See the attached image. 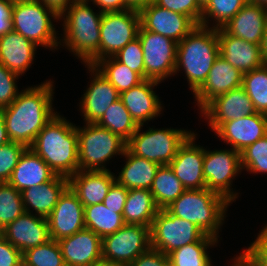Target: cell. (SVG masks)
<instances>
[{
  "label": "cell",
  "instance_id": "obj_23",
  "mask_svg": "<svg viewBox=\"0 0 267 266\" xmlns=\"http://www.w3.org/2000/svg\"><path fill=\"white\" fill-rule=\"evenodd\" d=\"M220 56L245 74L263 65L261 45L230 35L223 27L217 28Z\"/></svg>",
  "mask_w": 267,
  "mask_h": 266
},
{
  "label": "cell",
  "instance_id": "obj_22",
  "mask_svg": "<svg viewBox=\"0 0 267 266\" xmlns=\"http://www.w3.org/2000/svg\"><path fill=\"white\" fill-rule=\"evenodd\" d=\"M86 66L95 75L83 95L80 110L85 123H97L111 104L120 98V93L96 68Z\"/></svg>",
  "mask_w": 267,
  "mask_h": 266
},
{
  "label": "cell",
  "instance_id": "obj_46",
  "mask_svg": "<svg viewBox=\"0 0 267 266\" xmlns=\"http://www.w3.org/2000/svg\"><path fill=\"white\" fill-rule=\"evenodd\" d=\"M240 254L251 266H267V225L256 240Z\"/></svg>",
  "mask_w": 267,
  "mask_h": 266
},
{
  "label": "cell",
  "instance_id": "obj_43",
  "mask_svg": "<svg viewBox=\"0 0 267 266\" xmlns=\"http://www.w3.org/2000/svg\"><path fill=\"white\" fill-rule=\"evenodd\" d=\"M114 57L144 79L143 51L138 37L123 47Z\"/></svg>",
  "mask_w": 267,
  "mask_h": 266
},
{
  "label": "cell",
  "instance_id": "obj_33",
  "mask_svg": "<svg viewBox=\"0 0 267 266\" xmlns=\"http://www.w3.org/2000/svg\"><path fill=\"white\" fill-rule=\"evenodd\" d=\"M186 190L169 165H160L150 191L159 209L167 208Z\"/></svg>",
  "mask_w": 267,
  "mask_h": 266
},
{
  "label": "cell",
  "instance_id": "obj_25",
  "mask_svg": "<svg viewBox=\"0 0 267 266\" xmlns=\"http://www.w3.org/2000/svg\"><path fill=\"white\" fill-rule=\"evenodd\" d=\"M69 187L84 207L103 203L115 175L109 171H81L68 178Z\"/></svg>",
  "mask_w": 267,
  "mask_h": 266
},
{
  "label": "cell",
  "instance_id": "obj_3",
  "mask_svg": "<svg viewBox=\"0 0 267 266\" xmlns=\"http://www.w3.org/2000/svg\"><path fill=\"white\" fill-rule=\"evenodd\" d=\"M219 55L217 29L197 25L178 43L175 74L184 68L190 89L195 93L207 79Z\"/></svg>",
  "mask_w": 267,
  "mask_h": 266
},
{
  "label": "cell",
  "instance_id": "obj_26",
  "mask_svg": "<svg viewBox=\"0 0 267 266\" xmlns=\"http://www.w3.org/2000/svg\"><path fill=\"white\" fill-rule=\"evenodd\" d=\"M267 23V8L247 2L223 28L235 37L261 45Z\"/></svg>",
  "mask_w": 267,
  "mask_h": 266
},
{
  "label": "cell",
  "instance_id": "obj_2",
  "mask_svg": "<svg viewBox=\"0 0 267 266\" xmlns=\"http://www.w3.org/2000/svg\"><path fill=\"white\" fill-rule=\"evenodd\" d=\"M56 175L69 178L79 171L76 126L58 113L38 133L29 147Z\"/></svg>",
  "mask_w": 267,
  "mask_h": 266
},
{
  "label": "cell",
  "instance_id": "obj_54",
  "mask_svg": "<svg viewBox=\"0 0 267 266\" xmlns=\"http://www.w3.org/2000/svg\"><path fill=\"white\" fill-rule=\"evenodd\" d=\"M10 141L11 140L9 139L6 126H5L2 109H0V146L5 145Z\"/></svg>",
  "mask_w": 267,
  "mask_h": 266
},
{
  "label": "cell",
  "instance_id": "obj_49",
  "mask_svg": "<svg viewBox=\"0 0 267 266\" xmlns=\"http://www.w3.org/2000/svg\"><path fill=\"white\" fill-rule=\"evenodd\" d=\"M126 266H169L168 255L150 248Z\"/></svg>",
  "mask_w": 267,
  "mask_h": 266
},
{
  "label": "cell",
  "instance_id": "obj_31",
  "mask_svg": "<svg viewBox=\"0 0 267 266\" xmlns=\"http://www.w3.org/2000/svg\"><path fill=\"white\" fill-rule=\"evenodd\" d=\"M158 210L150 190L129 189L122 214L123 221L125 224L151 228Z\"/></svg>",
  "mask_w": 267,
  "mask_h": 266
},
{
  "label": "cell",
  "instance_id": "obj_8",
  "mask_svg": "<svg viewBox=\"0 0 267 266\" xmlns=\"http://www.w3.org/2000/svg\"><path fill=\"white\" fill-rule=\"evenodd\" d=\"M151 248L168 255L175 249L197 241H218L197 225L159 209L150 228Z\"/></svg>",
  "mask_w": 267,
  "mask_h": 266
},
{
  "label": "cell",
  "instance_id": "obj_47",
  "mask_svg": "<svg viewBox=\"0 0 267 266\" xmlns=\"http://www.w3.org/2000/svg\"><path fill=\"white\" fill-rule=\"evenodd\" d=\"M128 189L118 184L116 181L111 185L103 201L107 208L116 210V213L123 214L124 206L128 194Z\"/></svg>",
  "mask_w": 267,
  "mask_h": 266
},
{
  "label": "cell",
  "instance_id": "obj_11",
  "mask_svg": "<svg viewBox=\"0 0 267 266\" xmlns=\"http://www.w3.org/2000/svg\"><path fill=\"white\" fill-rule=\"evenodd\" d=\"M138 38L141 41L144 59V79L164 81L175 74L178 43L174 40L145 30L140 26Z\"/></svg>",
  "mask_w": 267,
  "mask_h": 266
},
{
  "label": "cell",
  "instance_id": "obj_15",
  "mask_svg": "<svg viewBox=\"0 0 267 266\" xmlns=\"http://www.w3.org/2000/svg\"><path fill=\"white\" fill-rule=\"evenodd\" d=\"M47 220L50 238L55 241L86 228L84 206L70 187L60 196Z\"/></svg>",
  "mask_w": 267,
  "mask_h": 266
},
{
  "label": "cell",
  "instance_id": "obj_34",
  "mask_svg": "<svg viewBox=\"0 0 267 266\" xmlns=\"http://www.w3.org/2000/svg\"><path fill=\"white\" fill-rule=\"evenodd\" d=\"M119 93L138 85L144 79L126 65L119 62L114 56L103 58L94 65Z\"/></svg>",
  "mask_w": 267,
  "mask_h": 266
},
{
  "label": "cell",
  "instance_id": "obj_57",
  "mask_svg": "<svg viewBox=\"0 0 267 266\" xmlns=\"http://www.w3.org/2000/svg\"><path fill=\"white\" fill-rule=\"evenodd\" d=\"M248 2L259 4L267 8V0H248Z\"/></svg>",
  "mask_w": 267,
  "mask_h": 266
},
{
  "label": "cell",
  "instance_id": "obj_7",
  "mask_svg": "<svg viewBox=\"0 0 267 266\" xmlns=\"http://www.w3.org/2000/svg\"><path fill=\"white\" fill-rule=\"evenodd\" d=\"M53 19L59 20L53 11L38 0L14 3L11 12L12 30L37 46L57 49L58 42Z\"/></svg>",
  "mask_w": 267,
  "mask_h": 266
},
{
  "label": "cell",
  "instance_id": "obj_40",
  "mask_svg": "<svg viewBox=\"0 0 267 266\" xmlns=\"http://www.w3.org/2000/svg\"><path fill=\"white\" fill-rule=\"evenodd\" d=\"M23 213L21 192L9 183H0V231Z\"/></svg>",
  "mask_w": 267,
  "mask_h": 266
},
{
  "label": "cell",
  "instance_id": "obj_59",
  "mask_svg": "<svg viewBox=\"0 0 267 266\" xmlns=\"http://www.w3.org/2000/svg\"><path fill=\"white\" fill-rule=\"evenodd\" d=\"M210 0H197L199 5L203 8Z\"/></svg>",
  "mask_w": 267,
  "mask_h": 266
},
{
  "label": "cell",
  "instance_id": "obj_44",
  "mask_svg": "<svg viewBox=\"0 0 267 266\" xmlns=\"http://www.w3.org/2000/svg\"><path fill=\"white\" fill-rule=\"evenodd\" d=\"M156 5L188 16L196 25H200L202 7L197 0H155Z\"/></svg>",
  "mask_w": 267,
  "mask_h": 266
},
{
  "label": "cell",
  "instance_id": "obj_52",
  "mask_svg": "<svg viewBox=\"0 0 267 266\" xmlns=\"http://www.w3.org/2000/svg\"><path fill=\"white\" fill-rule=\"evenodd\" d=\"M44 6H47L51 11H53L58 17H61L64 12L69 8V6L74 2V0H38Z\"/></svg>",
  "mask_w": 267,
  "mask_h": 266
},
{
  "label": "cell",
  "instance_id": "obj_6",
  "mask_svg": "<svg viewBox=\"0 0 267 266\" xmlns=\"http://www.w3.org/2000/svg\"><path fill=\"white\" fill-rule=\"evenodd\" d=\"M78 136L79 170L109 171L105 162L114 155H124L127 142L110 130L97 123H86V126H76ZM104 163V164H103Z\"/></svg>",
  "mask_w": 267,
  "mask_h": 266
},
{
  "label": "cell",
  "instance_id": "obj_58",
  "mask_svg": "<svg viewBox=\"0 0 267 266\" xmlns=\"http://www.w3.org/2000/svg\"><path fill=\"white\" fill-rule=\"evenodd\" d=\"M95 266H122V265L113 264V263H106V262L102 261V262L96 264Z\"/></svg>",
  "mask_w": 267,
  "mask_h": 266
},
{
  "label": "cell",
  "instance_id": "obj_51",
  "mask_svg": "<svg viewBox=\"0 0 267 266\" xmlns=\"http://www.w3.org/2000/svg\"><path fill=\"white\" fill-rule=\"evenodd\" d=\"M96 4L102 13L125 10V0H90Z\"/></svg>",
  "mask_w": 267,
  "mask_h": 266
},
{
  "label": "cell",
  "instance_id": "obj_9",
  "mask_svg": "<svg viewBox=\"0 0 267 266\" xmlns=\"http://www.w3.org/2000/svg\"><path fill=\"white\" fill-rule=\"evenodd\" d=\"M142 125L127 141L126 148L134 155L168 165L176 156L179 147L193 133L184 129H153L140 132Z\"/></svg>",
  "mask_w": 267,
  "mask_h": 266
},
{
  "label": "cell",
  "instance_id": "obj_32",
  "mask_svg": "<svg viewBox=\"0 0 267 266\" xmlns=\"http://www.w3.org/2000/svg\"><path fill=\"white\" fill-rule=\"evenodd\" d=\"M85 227L102 239L119 230L125 223L120 213L103 203L84 207Z\"/></svg>",
  "mask_w": 267,
  "mask_h": 266
},
{
  "label": "cell",
  "instance_id": "obj_48",
  "mask_svg": "<svg viewBox=\"0 0 267 266\" xmlns=\"http://www.w3.org/2000/svg\"><path fill=\"white\" fill-rule=\"evenodd\" d=\"M0 266H23L22 252L0 233Z\"/></svg>",
  "mask_w": 267,
  "mask_h": 266
},
{
  "label": "cell",
  "instance_id": "obj_5",
  "mask_svg": "<svg viewBox=\"0 0 267 266\" xmlns=\"http://www.w3.org/2000/svg\"><path fill=\"white\" fill-rule=\"evenodd\" d=\"M230 203L224 196L207 188L186 189L166 209L172 215L197 225L206 235L218 239Z\"/></svg>",
  "mask_w": 267,
  "mask_h": 266
},
{
  "label": "cell",
  "instance_id": "obj_41",
  "mask_svg": "<svg viewBox=\"0 0 267 266\" xmlns=\"http://www.w3.org/2000/svg\"><path fill=\"white\" fill-rule=\"evenodd\" d=\"M241 167L252 173H267V134L241 152Z\"/></svg>",
  "mask_w": 267,
  "mask_h": 266
},
{
  "label": "cell",
  "instance_id": "obj_38",
  "mask_svg": "<svg viewBox=\"0 0 267 266\" xmlns=\"http://www.w3.org/2000/svg\"><path fill=\"white\" fill-rule=\"evenodd\" d=\"M248 2V0H210L203 8L200 25L208 26L209 17L214 18L213 28H222ZM208 16V17H207Z\"/></svg>",
  "mask_w": 267,
  "mask_h": 266
},
{
  "label": "cell",
  "instance_id": "obj_24",
  "mask_svg": "<svg viewBox=\"0 0 267 266\" xmlns=\"http://www.w3.org/2000/svg\"><path fill=\"white\" fill-rule=\"evenodd\" d=\"M159 83L144 79L138 85L120 93L119 99L138 126H143L146 121L158 117L162 110L159 97L153 91L154 86Z\"/></svg>",
  "mask_w": 267,
  "mask_h": 266
},
{
  "label": "cell",
  "instance_id": "obj_56",
  "mask_svg": "<svg viewBox=\"0 0 267 266\" xmlns=\"http://www.w3.org/2000/svg\"><path fill=\"white\" fill-rule=\"evenodd\" d=\"M236 257L237 258H234V263L231 266H251L241 254Z\"/></svg>",
  "mask_w": 267,
  "mask_h": 266
},
{
  "label": "cell",
  "instance_id": "obj_19",
  "mask_svg": "<svg viewBox=\"0 0 267 266\" xmlns=\"http://www.w3.org/2000/svg\"><path fill=\"white\" fill-rule=\"evenodd\" d=\"M66 266H95L102 262V238L84 228L58 241Z\"/></svg>",
  "mask_w": 267,
  "mask_h": 266
},
{
  "label": "cell",
  "instance_id": "obj_21",
  "mask_svg": "<svg viewBox=\"0 0 267 266\" xmlns=\"http://www.w3.org/2000/svg\"><path fill=\"white\" fill-rule=\"evenodd\" d=\"M242 80L243 73L219 55L211 67L207 79L194 93L199 109L201 110L216 96L241 87Z\"/></svg>",
  "mask_w": 267,
  "mask_h": 266
},
{
  "label": "cell",
  "instance_id": "obj_37",
  "mask_svg": "<svg viewBox=\"0 0 267 266\" xmlns=\"http://www.w3.org/2000/svg\"><path fill=\"white\" fill-rule=\"evenodd\" d=\"M242 87L256 112L267 115V67L262 65L243 74Z\"/></svg>",
  "mask_w": 267,
  "mask_h": 266
},
{
  "label": "cell",
  "instance_id": "obj_17",
  "mask_svg": "<svg viewBox=\"0 0 267 266\" xmlns=\"http://www.w3.org/2000/svg\"><path fill=\"white\" fill-rule=\"evenodd\" d=\"M196 135L193 132L186 139L179 147L176 156L168 164L187 190L206 188L203 175L205 149L200 145H195Z\"/></svg>",
  "mask_w": 267,
  "mask_h": 266
},
{
  "label": "cell",
  "instance_id": "obj_45",
  "mask_svg": "<svg viewBox=\"0 0 267 266\" xmlns=\"http://www.w3.org/2000/svg\"><path fill=\"white\" fill-rule=\"evenodd\" d=\"M18 74L10 71L0 63V109L8 107L18 96V88L15 82Z\"/></svg>",
  "mask_w": 267,
  "mask_h": 266
},
{
  "label": "cell",
  "instance_id": "obj_42",
  "mask_svg": "<svg viewBox=\"0 0 267 266\" xmlns=\"http://www.w3.org/2000/svg\"><path fill=\"white\" fill-rule=\"evenodd\" d=\"M27 147L10 141L0 146V183H8L18 160Z\"/></svg>",
  "mask_w": 267,
  "mask_h": 266
},
{
  "label": "cell",
  "instance_id": "obj_1",
  "mask_svg": "<svg viewBox=\"0 0 267 266\" xmlns=\"http://www.w3.org/2000/svg\"><path fill=\"white\" fill-rule=\"evenodd\" d=\"M53 81L28 87L2 109L9 139L30 147L38 133L56 115L52 107Z\"/></svg>",
  "mask_w": 267,
  "mask_h": 266
},
{
  "label": "cell",
  "instance_id": "obj_39",
  "mask_svg": "<svg viewBox=\"0 0 267 266\" xmlns=\"http://www.w3.org/2000/svg\"><path fill=\"white\" fill-rule=\"evenodd\" d=\"M23 266H66L58 241L50 239L22 254Z\"/></svg>",
  "mask_w": 267,
  "mask_h": 266
},
{
  "label": "cell",
  "instance_id": "obj_12",
  "mask_svg": "<svg viewBox=\"0 0 267 266\" xmlns=\"http://www.w3.org/2000/svg\"><path fill=\"white\" fill-rule=\"evenodd\" d=\"M140 13L132 10L102 14L100 25L99 60L115 56L138 37Z\"/></svg>",
  "mask_w": 267,
  "mask_h": 266
},
{
  "label": "cell",
  "instance_id": "obj_29",
  "mask_svg": "<svg viewBox=\"0 0 267 266\" xmlns=\"http://www.w3.org/2000/svg\"><path fill=\"white\" fill-rule=\"evenodd\" d=\"M68 187V178L56 175L44 184L24 189L21 195L25 212L31 213V207L38 216L47 218Z\"/></svg>",
  "mask_w": 267,
  "mask_h": 266
},
{
  "label": "cell",
  "instance_id": "obj_36",
  "mask_svg": "<svg viewBox=\"0 0 267 266\" xmlns=\"http://www.w3.org/2000/svg\"><path fill=\"white\" fill-rule=\"evenodd\" d=\"M218 241H197L184 245L168 254L169 266H212L206 251Z\"/></svg>",
  "mask_w": 267,
  "mask_h": 266
},
{
  "label": "cell",
  "instance_id": "obj_10",
  "mask_svg": "<svg viewBox=\"0 0 267 266\" xmlns=\"http://www.w3.org/2000/svg\"><path fill=\"white\" fill-rule=\"evenodd\" d=\"M150 248V227L124 224L102 239V261L126 266Z\"/></svg>",
  "mask_w": 267,
  "mask_h": 266
},
{
  "label": "cell",
  "instance_id": "obj_4",
  "mask_svg": "<svg viewBox=\"0 0 267 266\" xmlns=\"http://www.w3.org/2000/svg\"><path fill=\"white\" fill-rule=\"evenodd\" d=\"M61 15L65 46L86 65L99 61L102 12H93L88 1H74ZM66 13V14H65ZM66 16V17H65ZM65 17V18H64Z\"/></svg>",
  "mask_w": 267,
  "mask_h": 266
},
{
  "label": "cell",
  "instance_id": "obj_50",
  "mask_svg": "<svg viewBox=\"0 0 267 266\" xmlns=\"http://www.w3.org/2000/svg\"><path fill=\"white\" fill-rule=\"evenodd\" d=\"M13 4L8 0H0V36L12 30L11 12Z\"/></svg>",
  "mask_w": 267,
  "mask_h": 266
},
{
  "label": "cell",
  "instance_id": "obj_27",
  "mask_svg": "<svg viewBox=\"0 0 267 266\" xmlns=\"http://www.w3.org/2000/svg\"><path fill=\"white\" fill-rule=\"evenodd\" d=\"M55 176V172L48 164L31 148L27 147L20 156L8 183L22 192L26 188L44 184Z\"/></svg>",
  "mask_w": 267,
  "mask_h": 266
},
{
  "label": "cell",
  "instance_id": "obj_14",
  "mask_svg": "<svg viewBox=\"0 0 267 266\" xmlns=\"http://www.w3.org/2000/svg\"><path fill=\"white\" fill-rule=\"evenodd\" d=\"M201 113L206 120H209L208 125L212 128L211 130L216 131L224 122L257 112L253 102L241 86L213 98L201 109Z\"/></svg>",
  "mask_w": 267,
  "mask_h": 266
},
{
  "label": "cell",
  "instance_id": "obj_30",
  "mask_svg": "<svg viewBox=\"0 0 267 266\" xmlns=\"http://www.w3.org/2000/svg\"><path fill=\"white\" fill-rule=\"evenodd\" d=\"M126 164L115 181L129 189L150 190L155 174L160 167L158 163L132 154L127 148L124 152Z\"/></svg>",
  "mask_w": 267,
  "mask_h": 266
},
{
  "label": "cell",
  "instance_id": "obj_61",
  "mask_svg": "<svg viewBox=\"0 0 267 266\" xmlns=\"http://www.w3.org/2000/svg\"><path fill=\"white\" fill-rule=\"evenodd\" d=\"M74 1H88V2H90L89 0H74Z\"/></svg>",
  "mask_w": 267,
  "mask_h": 266
},
{
  "label": "cell",
  "instance_id": "obj_28",
  "mask_svg": "<svg viewBox=\"0 0 267 266\" xmlns=\"http://www.w3.org/2000/svg\"><path fill=\"white\" fill-rule=\"evenodd\" d=\"M37 47L18 32L11 30L0 36V63L22 76L31 66Z\"/></svg>",
  "mask_w": 267,
  "mask_h": 266
},
{
  "label": "cell",
  "instance_id": "obj_16",
  "mask_svg": "<svg viewBox=\"0 0 267 266\" xmlns=\"http://www.w3.org/2000/svg\"><path fill=\"white\" fill-rule=\"evenodd\" d=\"M139 13L141 26L145 30L168 37L177 43L197 26L188 16L155 3L145 6Z\"/></svg>",
  "mask_w": 267,
  "mask_h": 266
},
{
  "label": "cell",
  "instance_id": "obj_20",
  "mask_svg": "<svg viewBox=\"0 0 267 266\" xmlns=\"http://www.w3.org/2000/svg\"><path fill=\"white\" fill-rule=\"evenodd\" d=\"M215 133L234 150L241 153L250 144L267 134V115L255 113L224 122Z\"/></svg>",
  "mask_w": 267,
  "mask_h": 266
},
{
  "label": "cell",
  "instance_id": "obj_13",
  "mask_svg": "<svg viewBox=\"0 0 267 266\" xmlns=\"http://www.w3.org/2000/svg\"><path fill=\"white\" fill-rule=\"evenodd\" d=\"M241 170V153L233 148L215 151L205 149L203 175L206 188L224 196L231 203L238 198V193L230 188L231 183Z\"/></svg>",
  "mask_w": 267,
  "mask_h": 266
},
{
  "label": "cell",
  "instance_id": "obj_60",
  "mask_svg": "<svg viewBox=\"0 0 267 266\" xmlns=\"http://www.w3.org/2000/svg\"><path fill=\"white\" fill-rule=\"evenodd\" d=\"M10 3L14 4V3H20V2H26L29 0H8Z\"/></svg>",
  "mask_w": 267,
  "mask_h": 266
},
{
  "label": "cell",
  "instance_id": "obj_35",
  "mask_svg": "<svg viewBox=\"0 0 267 266\" xmlns=\"http://www.w3.org/2000/svg\"><path fill=\"white\" fill-rule=\"evenodd\" d=\"M97 124L117 134L126 142L138 128L120 99L111 104Z\"/></svg>",
  "mask_w": 267,
  "mask_h": 266
},
{
  "label": "cell",
  "instance_id": "obj_53",
  "mask_svg": "<svg viewBox=\"0 0 267 266\" xmlns=\"http://www.w3.org/2000/svg\"><path fill=\"white\" fill-rule=\"evenodd\" d=\"M154 2L155 0H125V10L140 12L145 6Z\"/></svg>",
  "mask_w": 267,
  "mask_h": 266
},
{
  "label": "cell",
  "instance_id": "obj_18",
  "mask_svg": "<svg viewBox=\"0 0 267 266\" xmlns=\"http://www.w3.org/2000/svg\"><path fill=\"white\" fill-rule=\"evenodd\" d=\"M1 233L22 254L51 239L47 218L27 212L9 223Z\"/></svg>",
  "mask_w": 267,
  "mask_h": 266
},
{
  "label": "cell",
  "instance_id": "obj_55",
  "mask_svg": "<svg viewBox=\"0 0 267 266\" xmlns=\"http://www.w3.org/2000/svg\"><path fill=\"white\" fill-rule=\"evenodd\" d=\"M261 53H262L263 65L267 67V23L264 28L263 39L261 42Z\"/></svg>",
  "mask_w": 267,
  "mask_h": 266
}]
</instances>
